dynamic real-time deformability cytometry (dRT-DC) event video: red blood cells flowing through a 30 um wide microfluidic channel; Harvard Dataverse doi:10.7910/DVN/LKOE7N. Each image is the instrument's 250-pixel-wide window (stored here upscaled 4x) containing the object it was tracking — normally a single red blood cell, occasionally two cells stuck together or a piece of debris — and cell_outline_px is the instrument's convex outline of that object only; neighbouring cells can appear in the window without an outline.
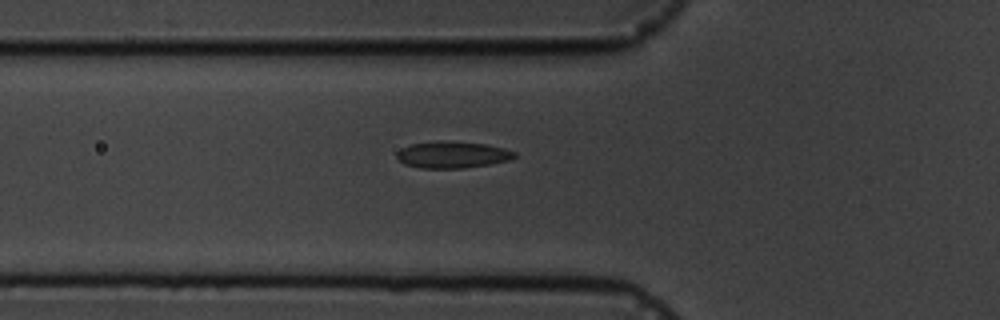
{"species": "common noctule bat (a hibernating species)", "species_latin": "Nyctalus noctula", "temperature_condition": "cold", "stored_images_in_passage": 2, "camera_frame_rate_fps": 3000, "um_per_image_px": 0.085, "animal": {"sex": "male", "body_mass_g": 19.5, "forearm_length_mm": 54.6}, "frame": {"image": 1, "passage_image": 2, "time_ms": 2.0, "image_size_px": [1000, 320], "cell_outline_px": [[516, 156], [508, 160], [488, 164], [464, 168], [420, 168], [404, 164], [396, 156], [396, 152], [400, 148], [412, 144], [436, 140], [444, 140], [488, 144], [504, 148], [516, 152]], "centroid_in_image_um": [38.43, 13.13], "position_along_channel_um": 87.4, "area_um2": 18.44}}